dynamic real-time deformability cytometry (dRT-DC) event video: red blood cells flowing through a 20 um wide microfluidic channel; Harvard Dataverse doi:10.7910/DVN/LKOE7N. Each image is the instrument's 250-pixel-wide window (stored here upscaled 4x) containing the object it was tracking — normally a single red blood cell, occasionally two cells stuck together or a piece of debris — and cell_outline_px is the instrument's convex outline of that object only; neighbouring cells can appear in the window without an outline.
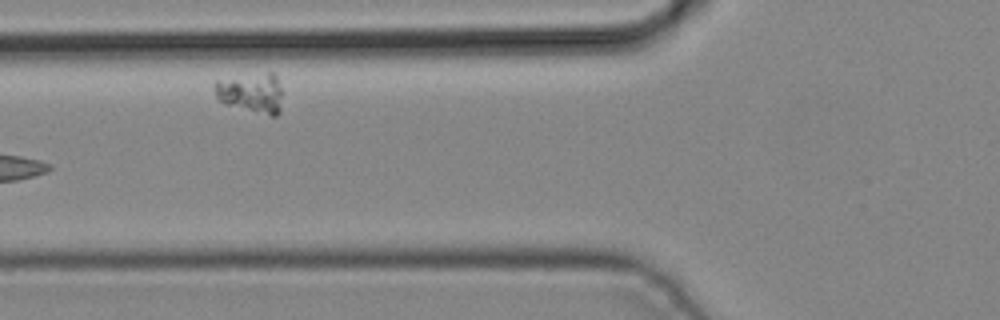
{"species": "common noctule bat (a hibernating species)", "species_latin": "Nyctalus noctula", "temperature_condition": "cold", "stored_images_in_passage": 6, "camera_frame_rate_fps": 3000, "um_per_image_px": 0.085, "animal": {"sex": "male", "body_mass_g": 19.2, "forearm_length_mm": 51.8}, "frame": {"image": 1, "passage_image": 6, "time_ms": 1.667, "image_size_px": [1000, 320], "cell_outline_px": [[280, 112], [276, 116], [272, 116], [224, 104], [216, 96], [212, 84], [216, 80], [268, 72], [272, 72], [276, 76], [280, 88]], "centroid_in_image_um": [21.32, 7.89], "position_along_channel_um": 104.5, "area_um2": 15.66}}